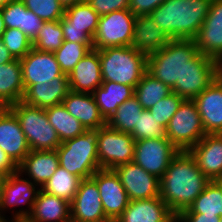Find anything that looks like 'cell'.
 I'll return each instance as SVG.
<instances>
[{"label":"cell","mask_w":222,"mask_h":222,"mask_svg":"<svg viewBox=\"0 0 222 222\" xmlns=\"http://www.w3.org/2000/svg\"><path fill=\"white\" fill-rule=\"evenodd\" d=\"M209 182L190 152L179 151L160 178L159 197L179 215L193 204Z\"/></svg>","instance_id":"1"},{"label":"cell","mask_w":222,"mask_h":222,"mask_svg":"<svg viewBox=\"0 0 222 222\" xmlns=\"http://www.w3.org/2000/svg\"><path fill=\"white\" fill-rule=\"evenodd\" d=\"M212 0H166L149 16L171 39H194Z\"/></svg>","instance_id":"2"},{"label":"cell","mask_w":222,"mask_h":222,"mask_svg":"<svg viewBox=\"0 0 222 222\" xmlns=\"http://www.w3.org/2000/svg\"><path fill=\"white\" fill-rule=\"evenodd\" d=\"M103 82L136 87L147 72V55L133 46L107 47L99 50Z\"/></svg>","instance_id":"3"},{"label":"cell","mask_w":222,"mask_h":222,"mask_svg":"<svg viewBox=\"0 0 222 222\" xmlns=\"http://www.w3.org/2000/svg\"><path fill=\"white\" fill-rule=\"evenodd\" d=\"M197 53L194 39H172L162 49L147 55V72L172 88Z\"/></svg>","instance_id":"4"},{"label":"cell","mask_w":222,"mask_h":222,"mask_svg":"<svg viewBox=\"0 0 222 222\" xmlns=\"http://www.w3.org/2000/svg\"><path fill=\"white\" fill-rule=\"evenodd\" d=\"M59 165L81 179L91 178L100 170L96 130L65 140L56 149Z\"/></svg>","instance_id":"5"},{"label":"cell","mask_w":222,"mask_h":222,"mask_svg":"<svg viewBox=\"0 0 222 222\" xmlns=\"http://www.w3.org/2000/svg\"><path fill=\"white\" fill-rule=\"evenodd\" d=\"M18 118L31 150H56L61 144L43 108L19 101L9 106Z\"/></svg>","instance_id":"6"},{"label":"cell","mask_w":222,"mask_h":222,"mask_svg":"<svg viewBox=\"0 0 222 222\" xmlns=\"http://www.w3.org/2000/svg\"><path fill=\"white\" fill-rule=\"evenodd\" d=\"M166 130L167 139L179 151H189L206 135L194 100L182 101Z\"/></svg>","instance_id":"7"},{"label":"cell","mask_w":222,"mask_h":222,"mask_svg":"<svg viewBox=\"0 0 222 222\" xmlns=\"http://www.w3.org/2000/svg\"><path fill=\"white\" fill-rule=\"evenodd\" d=\"M219 76V62L198 52L184 68L180 81L171 88L173 93L194 100Z\"/></svg>","instance_id":"8"},{"label":"cell","mask_w":222,"mask_h":222,"mask_svg":"<svg viewBox=\"0 0 222 222\" xmlns=\"http://www.w3.org/2000/svg\"><path fill=\"white\" fill-rule=\"evenodd\" d=\"M100 169L114 170L132 162L135 140L131 134L110 128L107 124L96 130Z\"/></svg>","instance_id":"9"},{"label":"cell","mask_w":222,"mask_h":222,"mask_svg":"<svg viewBox=\"0 0 222 222\" xmlns=\"http://www.w3.org/2000/svg\"><path fill=\"white\" fill-rule=\"evenodd\" d=\"M135 18L130 9L117 10L100 16L93 36V49L132 46Z\"/></svg>","instance_id":"10"},{"label":"cell","mask_w":222,"mask_h":222,"mask_svg":"<svg viewBox=\"0 0 222 222\" xmlns=\"http://www.w3.org/2000/svg\"><path fill=\"white\" fill-rule=\"evenodd\" d=\"M178 152L168 139H142L135 141L133 161L160 179Z\"/></svg>","instance_id":"11"},{"label":"cell","mask_w":222,"mask_h":222,"mask_svg":"<svg viewBox=\"0 0 222 222\" xmlns=\"http://www.w3.org/2000/svg\"><path fill=\"white\" fill-rule=\"evenodd\" d=\"M114 171L119 176L130 201L159 197L160 179L146 172L134 161L120 165Z\"/></svg>","instance_id":"12"},{"label":"cell","mask_w":222,"mask_h":222,"mask_svg":"<svg viewBox=\"0 0 222 222\" xmlns=\"http://www.w3.org/2000/svg\"><path fill=\"white\" fill-rule=\"evenodd\" d=\"M99 190L106 217L118 219L130 200L114 170L100 169L92 177Z\"/></svg>","instance_id":"13"},{"label":"cell","mask_w":222,"mask_h":222,"mask_svg":"<svg viewBox=\"0 0 222 222\" xmlns=\"http://www.w3.org/2000/svg\"><path fill=\"white\" fill-rule=\"evenodd\" d=\"M20 63L25 90L36 83L50 82L55 77H68L61 71L53 52L32 48L25 57L20 59Z\"/></svg>","instance_id":"14"},{"label":"cell","mask_w":222,"mask_h":222,"mask_svg":"<svg viewBox=\"0 0 222 222\" xmlns=\"http://www.w3.org/2000/svg\"><path fill=\"white\" fill-rule=\"evenodd\" d=\"M194 42L198 52L220 62L222 60V0H212L209 12Z\"/></svg>","instance_id":"15"},{"label":"cell","mask_w":222,"mask_h":222,"mask_svg":"<svg viewBox=\"0 0 222 222\" xmlns=\"http://www.w3.org/2000/svg\"><path fill=\"white\" fill-rule=\"evenodd\" d=\"M19 171L6 177L3 184L2 194L0 198V211L15 207L21 204H28V210L19 209L15 211L13 217H28L33 209L40 188H36L32 180L21 178ZM22 210V211H21Z\"/></svg>","instance_id":"16"},{"label":"cell","mask_w":222,"mask_h":222,"mask_svg":"<svg viewBox=\"0 0 222 222\" xmlns=\"http://www.w3.org/2000/svg\"><path fill=\"white\" fill-rule=\"evenodd\" d=\"M0 147L17 166L31 151L20 122L9 107L0 111Z\"/></svg>","instance_id":"17"},{"label":"cell","mask_w":222,"mask_h":222,"mask_svg":"<svg viewBox=\"0 0 222 222\" xmlns=\"http://www.w3.org/2000/svg\"><path fill=\"white\" fill-rule=\"evenodd\" d=\"M71 222L96 221L106 217L99 190L92 178L82 179L70 203Z\"/></svg>","instance_id":"18"},{"label":"cell","mask_w":222,"mask_h":222,"mask_svg":"<svg viewBox=\"0 0 222 222\" xmlns=\"http://www.w3.org/2000/svg\"><path fill=\"white\" fill-rule=\"evenodd\" d=\"M206 134H222V78L220 76L194 99Z\"/></svg>","instance_id":"19"},{"label":"cell","mask_w":222,"mask_h":222,"mask_svg":"<svg viewBox=\"0 0 222 222\" xmlns=\"http://www.w3.org/2000/svg\"><path fill=\"white\" fill-rule=\"evenodd\" d=\"M189 152L210 181L222 180V134H206Z\"/></svg>","instance_id":"20"},{"label":"cell","mask_w":222,"mask_h":222,"mask_svg":"<svg viewBox=\"0 0 222 222\" xmlns=\"http://www.w3.org/2000/svg\"><path fill=\"white\" fill-rule=\"evenodd\" d=\"M67 76L70 91L92 94L103 82L99 50L92 49Z\"/></svg>","instance_id":"21"},{"label":"cell","mask_w":222,"mask_h":222,"mask_svg":"<svg viewBox=\"0 0 222 222\" xmlns=\"http://www.w3.org/2000/svg\"><path fill=\"white\" fill-rule=\"evenodd\" d=\"M69 92L68 77H55L50 82L30 85L25 90L22 101L30 106L46 109L62 104Z\"/></svg>","instance_id":"22"},{"label":"cell","mask_w":222,"mask_h":222,"mask_svg":"<svg viewBox=\"0 0 222 222\" xmlns=\"http://www.w3.org/2000/svg\"><path fill=\"white\" fill-rule=\"evenodd\" d=\"M58 167L59 156L56 150H31L18 165V171L21 174L24 172L35 185L42 187Z\"/></svg>","instance_id":"23"},{"label":"cell","mask_w":222,"mask_h":222,"mask_svg":"<svg viewBox=\"0 0 222 222\" xmlns=\"http://www.w3.org/2000/svg\"><path fill=\"white\" fill-rule=\"evenodd\" d=\"M62 104L86 130H97L106 125L92 94L70 91Z\"/></svg>","instance_id":"24"},{"label":"cell","mask_w":222,"mask_h":222,"mask_svg":"<svg viewBox=\"0 0 222 222\" xmlns=\"http://www.w3.org/2000/svg\"><path fill=\"white\" fill-rule=\"evenodd\" d=\"M174 213L160 198L131 200L117 222H167Z\"/></svg>","instance_id":"25"},{"label":"cell","mask_w":222,"mask_h":222,"mask_svg":"<svg viewBox=\"0 0 222 222\" xmlns=\"http://www.w3.org/2000/svg\"><path fill=\"white\" fill-rule=\"evenodd\" d=\"M172 39L149 15L136 16L132 46L146 55L162 49Z\"/></svg>","instance_id":"26"},{"label":"cell","mask_w":222,"mask_h":222,"mask_svg":"<svg viewBox=\"0 0 222 222\" xmlns=\"http://www.w3.org/2000/svg\"><path fill=\"white\" fill-rule=\"evenodd\" d=\"M5 28L22 30L32 42L45 21L28 10L22 0H13L0 9Z\"/></svg>","instance_id":"27"},{"label":"cell","mask_w":222,"mask_h":222,"mask_svg":"<svg viewBox=\"0 0 222 222\" xmlns=\"http://www.w3.org/2000/svg\"><path fill=\"white\" fill-rule=\"evenodd\" d=\"M28 218L32 222H71L70 203L40 189Z\"/></svg>","instance_id":"28"},{"label":"cell","mask_w":222,"mask_h":222,"mask_svg":"<svg viewBox=\"0 0 222 222\" xmlns=\"http://www.w3.org/2000/svg\"><path fill=\"white\" fill-rule=\"evenodd\" d=\"M134 94V87L111 81L102 82L101 86L92 93L100 114L106 122L115 113L117 108L124 101L132 98Z\"/></svg>","instance_id":"29"},{"label":"cell","mask_w":222,"mask_h":222,"mask_svg":"<svg viewBox=\"0 0 222 222\" xmlns=\"http://www.w3.org/2000/svg\"><path fill=\"white\" fill-rule=\"evenodd\" d=\"M24 93L20 59L0 65V103L9 107L22 101Z\"/></svg>","instance_id":"30"},{"label":"cell","mask_w":222,"mask_h":222,"mask_svg":"<svg viewBox=\"0 0 222 222\" xmlns=\"http://www.w3.org/2000/svg\"><path fill=\"white\" fill-rule=\"evenodd\" d=\"M99 17L92 7L83 1L65 7L64 16L60 19L61 26L83 29L92 39L97 30Z\"/></svg>","instance_id":"31"},{"label":"cell","mask_w":222,"mask_h":222,"mask_svg":"<svg viewBox=\"0 0 222 222\" xmlns=\"http://www.w3.org/2000/svg\"><path fill=\"white\" fill-rule=\"evenodd\" d=\"M45 111L49 123L56 130L61 142L75 138L87 131L78 119L70 115L63 104L48 107Z\"/></svg>","instance_id":"32"},{"label":"cell","mask_w":222,"mask_h":222,"mask_svg":"<svg viewBox=\"0 0 222 222\" xmlns=\"http://www.w3.org/2000/svg\"><path fill=\"white\" fill-rule=\"evenodd\" d=\"M181 213L222 215V180L210 181L193 204Z\"/></svg>","instance_id":"33"},{"label":"cell","mask_w":222,"mask_h":222,"mask_svg":"<svg viewBox=\"0 0 222 222\" xmlns=\"http://www.w3.org/2000/svg\"><path fill=\"white\" fill-rule=\"evenodd\" d=\"M81 178L59 165L51 178L42 185V191L55 195L71 203L79 188Z\"/></svg>","instance_id":"34"},{"label":"cell","mask_w":222,"mask_h":222,"mask_svg":"<svg viewBox=\"0 0 222 222\" xmlns=\"http://www.w3.org/2000/svg\"><path fill=\"white\" fill-rule=\"evenodd\" d=\"M172 93V89L146 72L135 87L134 96L144 109H150L164 97Z\"/></svg>","instance_id":"35"},{"label":"cell","mask_w":222,"mask_h":222,"mask_svg":"<svg viewBox=\"0 0 222 222\" xmlns=\"http://www.w3.org/2000/svg\"><path fill=\"white\" fill-rule=\"evenodd\" d=\"M142 105L138 99L133 96L132 98L124 101L106 122V124L120 132L131 134L143 111Z\"/></svg>","instance_id":"36"},{"label":"cell","mask_w":222,"mask_h":222,"mask_svg":"<svg viewBox=\"0 0 222 222\" xmlns=\"http://www.w3.org/2000/svg\"><path fill=\"white\" fill-rule=\"evenodd\" d=\"M92 49L93 43L63 41L59 49L53 53L61 71L68 75L74 69L75 65Z\"/></svg>","instance_id":"37"},{"label":"cell","mask_w":222,"mask_h":222,"mask_svg":"<svg viewBox=\"0 0 222 222\" xmlns=\"http://www.w3.org/2000/svg\"><path fill=\"white\" fill-rule=\"evenodd\" d=\"M64 41L60 20L45 21L37 37L32 41L33 48L54 52L59 49Z\"/></svg>","instance_id":"38"},{"label":"cell","mask_w":222,"mask_h":222,"mask_svg":"<svg viewBox=\"0 0 222 222\" xmlns=\"http://www.w3.org/2000/svg\"><path fill=\"white\" fill-rule=\"evenodd\" d=\"M135 141L142 139H167L166 127L158 124L148 109H143L142 116L137 121L131 133Z\"/></svg>","instance_id":"39"},{"label":"cell","mask_w":222,"mask_h":222,"mask_svg":"<svg viewBox=\"0 0 222 222\" xmlns=\"http://www.w3.org/2000/svg\"><path fill=\"white\" fill-rule=\"evenodd\" d=\"M1 40L15 59L25 57L33 48L30 39L18 28H5Z\"/></svg>","instance_id":"40"},{"label":"cell","mask_w":222,"mask_h":222,"mask_svg":"<svg viewBox=\"0 0 222 222\" xmlns=\"http://www.w3.org/2000/svg\"><path fill=\"white\" fill-rule=\"evenodd\" d=\"M28 10L34 12L43 21L60 20L65 6L59 0H22Z\"/></svg>","instance_id":"41"},{"label":"cell","mask_w":222,"mask_h":222,"mask_svg":"<svg viewBox=\"0 0 222 222\" xmlns=\"http://www.w3.org/2000/svg\"><path fill=\"white\" fill-rule=\"evenodd\" d=\"M184 99L176 93H171L160 100L156 105L151 107L149 111L151 115L158 121V124L167 128L170 119L177 112L180 104Z\"/></svg>","instance_id":"42"},{"label":"cell","mask_w":222,"mask_h":222,"mask_svg":"<svg viewBox=\"0 0 222 222\" xmlns=\"http://www.w3.org/2000/svg\"><path fill=\"white\" fill-rule=\"evenodd\" d=\"M100 16L117 10L129 9L130 0H86Z\"/></svg>","instance_id":"43"},{"label":"cell","mask_w":222,"mask_h":222,"mask_svg":"<svg viewBox=\"0 0 222 222\" xmlns=\"http://www.w3.org/2000/svg\"><path fill=\"white\" fill-rule=\"evenodd\" d=\"M166 0H130L129 9L135 16L149 15Z\"/></svg>","instance_id":"44"},{"label":"cell","mask_w":222,"mask_h":222,"mask_svg":"<svg viewBox=\"0 0 222 222\" xmlns=\"http://www.w3.org/2000/svg\"><path fill=\"white\" fill-rule=\"evenodd\" d=\"M64 41L76 43H93V39L83 29L61 26Z\"/></svg>","instance_id":"45"},{"label":"cell","mask_w":222,"mask_h":222,"mask_svg":"<svg viewBox=\"0 0 222 222\" xmlns=\"http://www.w3.org/2000/svg\"><path fill=\"white\" fill-rule=\"evenodd\" d=\"M18 171V166L12 161L7 153L0 147V172L5 175L14 174Z\"/></svg>","instance_id":"46"},{"label":"cell","mask_w":222,"mask_h":222,"mask_svg":"<svg viewBox=\"0 0 222 222\" xmlns=\"http://www.w3.org/2000/svg\"><path fill=\"white\" fill-rule=\"evenodd\" d=\"M184 222H220V217L216 215H205L199 213H180Z\"/></svg>","instance_id":"47"},{"label":"cell","mask_w":222,"mask_h":222,"mask_svg":"<svg viewBox=\"0 0 222 222\" xmlns=\"http://www.w3.org/2000/svg\"><path fill=\"white\" fill-rule=\"evenodd\" d=\"M15 60L0 38V65Z\"/></svg>","instance_id":"48"},{"label":"cell","mask_w":222,"mask_h":222,"mask_svg":"<svg viewBox=\"0 0 222 222\" xmlns=\"http://www.w3.org/2000/svg\"><path fill=\"white\" fill-rule=\"evenodd\" d=\"M65 7L80 3L86 0H59Z\"/></svg>","instance_id":"49"},{"label":"cell","mask_w":222,"mask_h":222,"mask_svg":"<svg viewBox=\"0 0 222 222\" xmlns=\"http://www.w3.org/2000/svg\"><path fill=\"white\" fill-rule=\"evenodd\" d=\"M5 222H10L8 220H5ZM11 222H32L28 217H13Z\"/></svg>","instance_id":"50"},{"label":"cell","mask_w":222,"mask_h":222,"mask_svg":"<svg viewBox=\"0 0 222 222\" xmlns=\"http://www.w3.org/2000/svg\"><path fill=\"white\" fill-rule=\"evenodd\" d=\"M7 175H5L4 173L0 172V198H1V194H2V189H3V184L6 180Z\"/></svg>","instance_id":"51"},{"label":"cell","mask_w":222,"mask_h":222,"mask_svg":"<svg viewBox=\"0 0 222 222\" xmlns=\"http://www.w3.org/2000/svg\"><path fill=\"white\" fill-rule=\"evenodd\" d=\"M167 222H184L180 215L174 214Z\"/></svg>","instance_id":"52"},{"label":"cell","mask_w":222,"mask_h":222,"mask_svg":"<svg viewBox=\"0 0 222 222\" xmlns=\"http://www.w3.org/2000/svg\"><path fill=\"white\" fill-rule=\"evenodd\" d=\"M4 31H5V25H4L2 14L0 12V38L2 37V34Z\"/></svg>","instance_id":"53"},{"label":"cell","mask_w":222,"mask_h":222,"mask_svg":"<svg viewBox=\"0 0 222 222\" xmlns=\"http://www.w3.org/2000/svg\"><path fill=\"white\" fill-rule=\"evenodd\" d=\"M88 222H117V220H116V219H113V218L105 217V218L100 219V220L88 221Z\"/></svg>","instance_id":"54"},{"label":"cell","mask_w":222,"mask_h":222,"mask_svg":"<svg viewBox=\"0 0 222 222\" xmlns=\"http://www.w3.org/2000/svg\"><path fill=\"white\" fill-rule=\"evenodd\" d=\"M13 0H0V9Z\"/></svg>","instance_id":"55"},{"label":"cell","mask_w":222,"mask_h":222,"mask_svg":"<svg viewBox=\"0 0 222 222\" xmlns=\"http://www.w3.org/2000/svg\"><path fill=\"white\" fill-rule=\"evenodd\" d=\"M219 76L222 78V60L219 62Z\"/></svg>","instance_id":"56"},{"label":"cell","mask_w":222,"mask_h":222,"mask_svg":"<svg viewBox=\"0 0 222 222\" xmlns=\"http://www.w3.org/2000/svg\"><path fill=\"white\" fill-rule=\"evenodd\" d=\"M2 212H0V222H5V217L1 214Z\"/></svg>","instance_id":"57"},{"label":"cell","mask_w":222,"mask_h":222,"mask_svg":"<svg viewBox=\"0 0 222 222\" xmlns=\"http://www.w3.org/2000/svg\"><path fill=\"white\" fill-rule=\"evenodd\" d=\"M4 108V106L0 103V111Z\"/></svg>","instance_id":"58"}]
</instances>
